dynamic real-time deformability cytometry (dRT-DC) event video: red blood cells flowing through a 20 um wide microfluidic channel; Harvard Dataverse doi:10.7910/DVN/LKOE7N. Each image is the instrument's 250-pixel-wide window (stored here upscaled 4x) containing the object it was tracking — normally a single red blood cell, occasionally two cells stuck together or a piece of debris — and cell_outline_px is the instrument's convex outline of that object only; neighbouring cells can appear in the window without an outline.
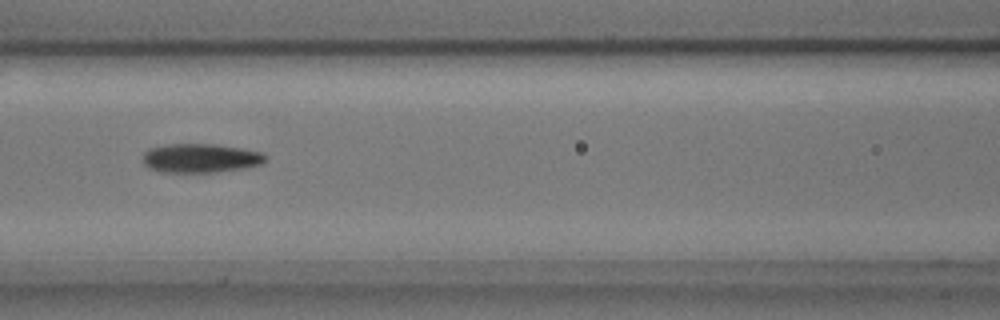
{"species": "common noctule bat (a hibernating species)", "species_latin": "Nyctalus noctula", "temperature_condition": "cold", "stored_images_in_passage": 8, "camera_frame_rate_fps": 3000, "um_per_image_px": 0.085, "animal": {"sex": "male", "body_mass_g": 17.9, "forearm_length_mm": 54.2}, "frame": {"image": 1, "passage_image": 5, "time_ms": 1.333, "image_size_px": [1000, 320], "cell_outline_px": [[268, 156], [260, 164], [244, 168], [216, 172], [160, 172], [148, 168], [144, 164], [144, 152], [148, 148], [168, 144], [216, 144], [240, 148], [260, 152]], "centroid_in_image_um": [17.01, 13.44], "position_along_channel_um": 149.6, "area_um2": 20.69}}
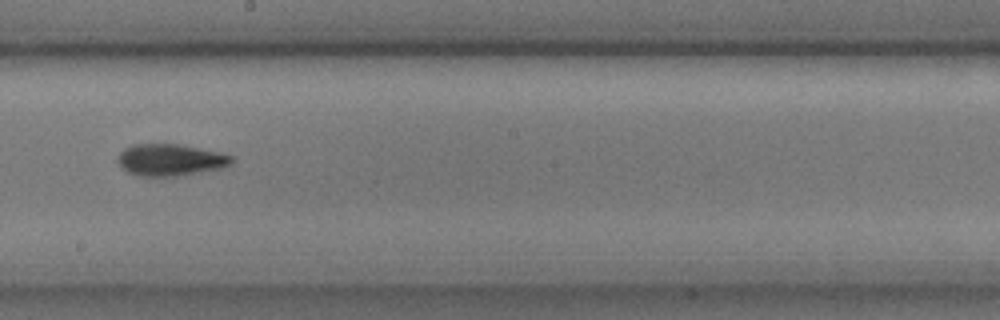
{"frame": {"image": 2, "passage_image": 7, "time_ms": 2.0, "image_size_px": [1000, 320], "cell_outline_px": [[232, 164], [224, 168], [176, 176], [140, 176], [128, 172], [120, 168], [116, 160], [120, 152], [124, 148], [132, 144], [180, 144], [220, 152], [232, 156]], "centroid_in_image_um": [14.46, 13.59], "position_along_channel_um": 233.7, "area_um2": 21.33}}
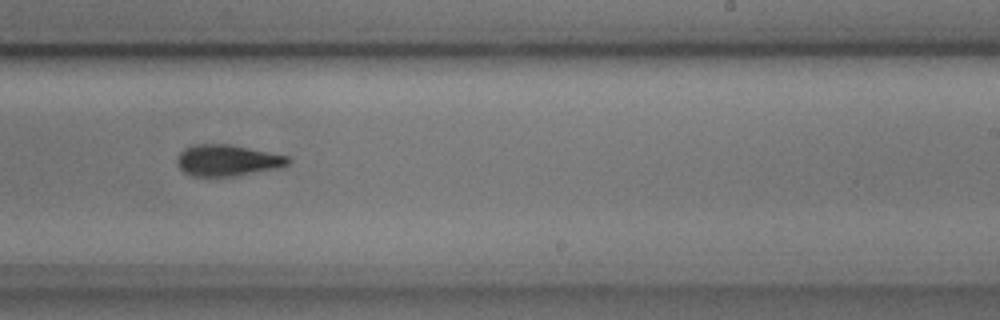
{"frame": {"image": 3, "passage_image": 8, "time_ms": 2.333, "image_size_px": [1000, 320], "cell_outline_px": [[292, 160], [288, 164], [280, 168], [236, 176], [192, 176], [184, 172], [176, 164], [176, 160], [180, 152], [184, 148], [192, 144], [228, 144], [288, 156]], "centroid_in_image_um": [19.31, 13.63], "position_along_channel_um": 269.7, "area_um2": 20.35}}